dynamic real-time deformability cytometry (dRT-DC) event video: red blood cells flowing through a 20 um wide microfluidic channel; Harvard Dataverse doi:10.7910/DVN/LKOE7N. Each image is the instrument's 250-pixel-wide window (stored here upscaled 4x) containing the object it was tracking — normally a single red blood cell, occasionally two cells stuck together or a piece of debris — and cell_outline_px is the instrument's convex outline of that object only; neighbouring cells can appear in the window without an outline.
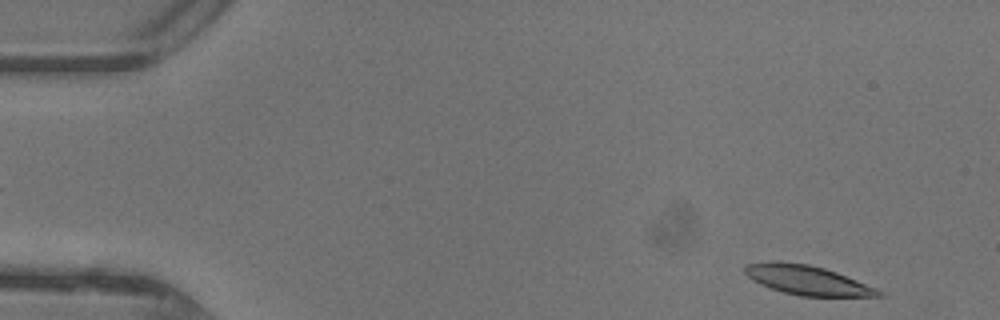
{"species": "common noctule bat (a hibernating species)", "species_latin": "Nyctalus noctula", "temperature_condition": "warm", "stored_images_in_passage": 45, "camera_frame_rate_fps": 3000, "um_per_image_px": 0.085, "animal": {"sex": "female"}, "frame": {"image": 1, "passage_image": 2, "time_ms": 0.333, "image_size_px": [1000, 320], "cell_outline_px": [[888, 296], [800, 296], [784, 292], [760, 284], [752, 280], [744, 272], [744, 264], [772, 260], [776, 260], [808, 264], [824, 268], [836, 272], [876, 288], [884, 292]], "centroid_in_image_um": [68.59, 23.79], "position_along_channel_um": 16.4, "area_um2": 22.95}}
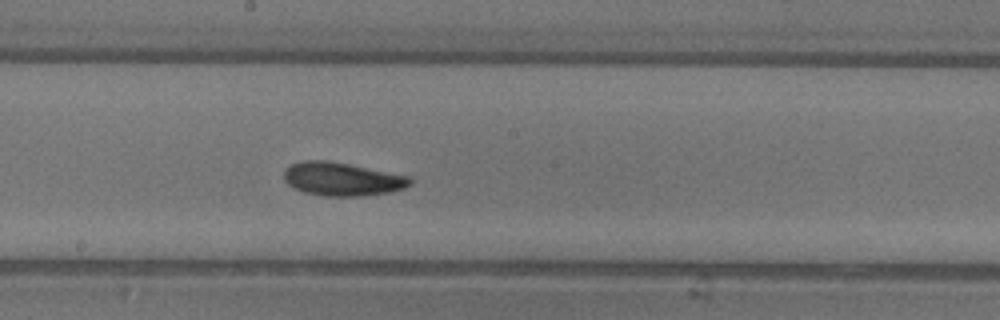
{"frame": {"image": 2, "passage_image": 24, "time_ms": 7.667, "image_size_px": [1000, 320], "cell_outline_px": [[412, 184], [404, 188], [388, 192], [364, 196], [324, 196], [304, 192], [288, 184], [284, 180], [284, 172], [292, 164], [304, 160], [328, 160], [408, 176], [412, 180]], "centroid_in_image_um": [29.08, 15.22], "position_along_channel_um": 219.1, "area_um2": 24.28}}
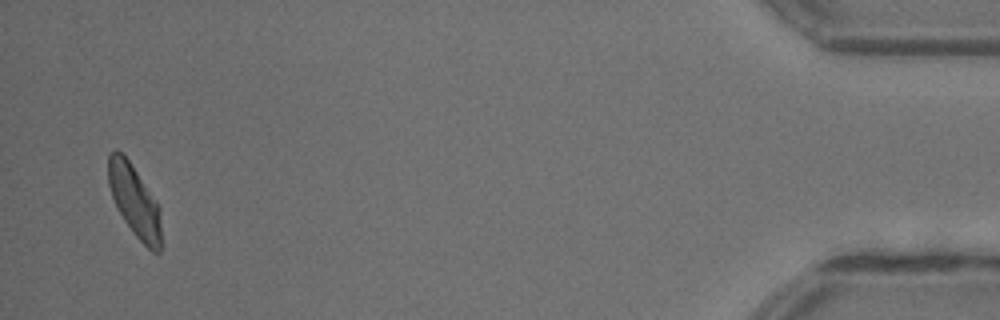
{"frame": {"image": 3, "passage_image": 44, "time_ms": 14.333, "image_size_px": [1000, 320], "cell_outline_px": [[160, 252], [152, 252], [132, 232], [124, 220], [112, 196], [108, 184], [108, 156], [116, 148], [128, 160], [160, 208]], "centroid_in_image_um": [11.42, 17.09], "position_along_channel_um": 423.8, "area_um2": 21.44}, "authors_computed_cell_mechanics": {"area_um2": 23.3512, "velocity_mm_per_s": 4.3685, "shape_relaxation_time_tau1_ms": 2.7322, "shape_relaxation_time_tau2_ms": 6.634, "deformation_change_tau1": 0.1224, "deformation_change_tau2": 0.1379}}